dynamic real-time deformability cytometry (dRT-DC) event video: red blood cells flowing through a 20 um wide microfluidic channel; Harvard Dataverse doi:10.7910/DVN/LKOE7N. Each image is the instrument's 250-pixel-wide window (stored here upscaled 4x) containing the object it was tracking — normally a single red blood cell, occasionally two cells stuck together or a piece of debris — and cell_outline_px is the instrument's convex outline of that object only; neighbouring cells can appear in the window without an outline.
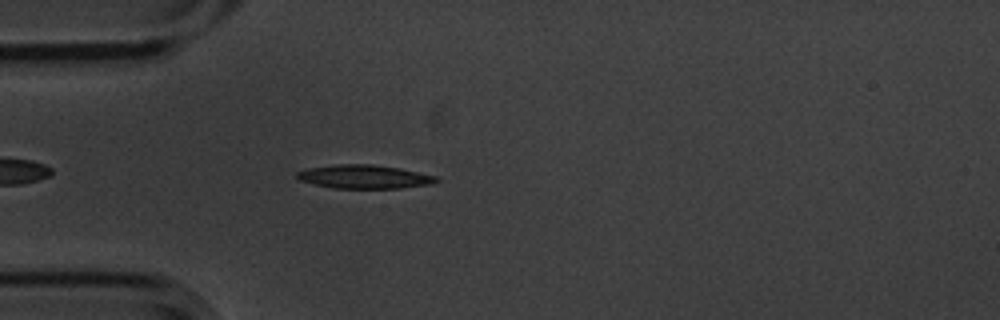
{"species": "common noctule bat (a hibernating species)", "species_latin": "Nyctalus noctula", "temperature_condition": "cold", "stored_images_in_passage": 2, "camera_frame_rate_fps": 3000, "um_per_image_px": 0.085, "animal": {"sex": "male", "body_mass_g": 20.1, "forearm_length_mm": 53.5}, "frame": {"image": 1, "passage_image": 2, "time_ms": 0.333, "image_size_px": [1000, 320], "cell_outline_px": [[440, 180], [432, 184], [400, 188], [332, 188], [300, 180], [296, 176], [296, 172], [308, 168], [336, 164], [372, 164], [400, 168], [436, 176]], "centroid_in_image_um": [30.98, 15.02], "position_along_channel_um": 54.0, "area_um2": 19.13}}